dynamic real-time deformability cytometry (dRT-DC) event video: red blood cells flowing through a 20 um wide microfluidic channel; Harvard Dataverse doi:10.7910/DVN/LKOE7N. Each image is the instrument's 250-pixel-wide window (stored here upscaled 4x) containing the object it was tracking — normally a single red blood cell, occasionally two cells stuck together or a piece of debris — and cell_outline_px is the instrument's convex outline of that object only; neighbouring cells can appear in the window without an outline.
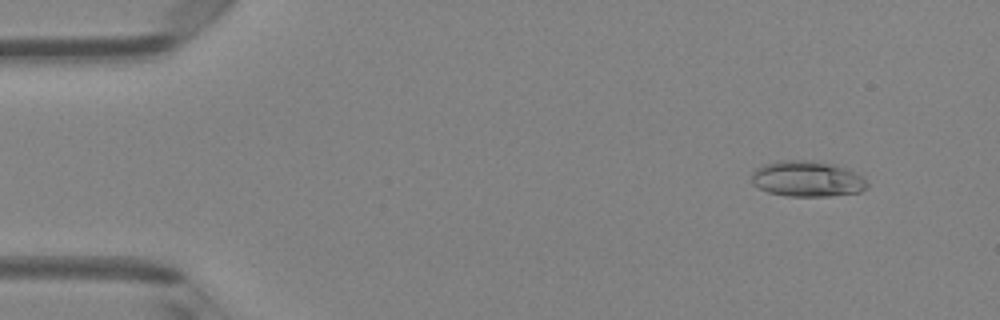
{"species": "Egyptian fruit bat (a non-hibernating species)", "species_latin": "Rousettus aegyptiacus", "temperature_condition": "room temperature", "stored_images_in_passage": 50, "camera_frame_rate_fps": 3000, "um_per_image_px": 0.085, "animal": {"sex": "female"}, "frame": {"image": 1, "passage_image": 5, "time_ms": 1.333, "image_size_px": [1000, 320], "cell_outline_px": [[868, 188], [860, 192], [828, 196], [788, 196], [768, 192], [752, 184], [752, 172], [756, 168], [764, 164], [780, 160], [816, 160], [848, 168], [864, 176], [868, 184]], "centroid_in_image_um": [68.64, 15.19], "position_along_channel_um": 16.4, "area_um2": 24.39}}
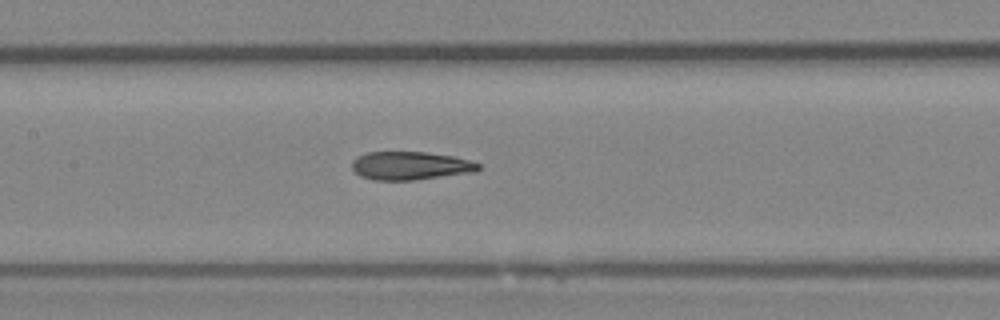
{"frame": {"image": 2, "passage_image": 24, "time_ms": 7.667, "image_size_px": [1000, 320], "cell_outline_px": [[480, 168], [476, 172], [416, 180], [372, 180], [360, 176], [352, 168], [352, 160], [356, 156], [368, 152], [424, 152], [452, 156], [468, 160], [480, 164]], "centroid_in_image_um": [34.86, 14.09], "position_along_channel_um": 172.5, "area_um2": 20.92}}
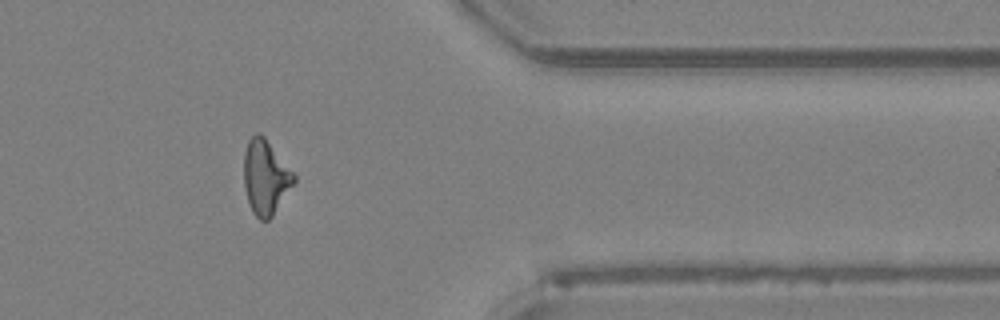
{"frame": {"image": 3, "passage_image": 41, "time_ms": 13.333, "image_size_px": [1000, 320], "cell_outline_px": [[296, 184], [272, 216], [268, 220], [260, 220], [252, 212], [244, 188], [244, 152], [248, 140], [256, 132], [260, 132], [264, 136], [296, 176]], "centroid_in_image_um": [22.58, 15.07], "position_along_channel_um": 388.8, "area_um2": 21.91}, "authors_computed_cell_mechanics": {"area_um2": 21.8484, "velocity_mm_per_s": 4.1227, "shape_relaxation_time_tau1_ms": null, "shape_relaxation_time_tau2_ms": 3.4904, "deformation_change_tau1": null, "deformation_change_tau2": 0.1318}}